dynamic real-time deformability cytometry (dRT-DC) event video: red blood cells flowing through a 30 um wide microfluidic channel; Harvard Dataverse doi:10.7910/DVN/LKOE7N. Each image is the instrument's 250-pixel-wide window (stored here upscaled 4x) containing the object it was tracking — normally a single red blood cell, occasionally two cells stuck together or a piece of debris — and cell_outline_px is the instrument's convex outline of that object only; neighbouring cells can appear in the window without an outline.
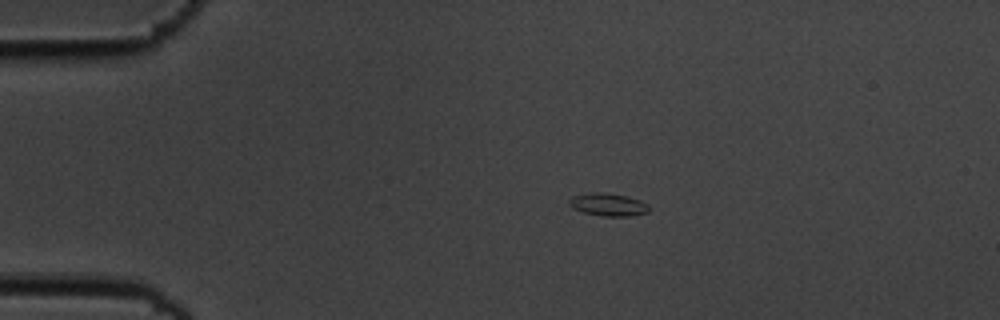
{"species": "common noctule bat (a hibernating species)", "species_latin": "Nyctalus noctula", "temperature_condition": "cold", "stored_images_in_passage": 45, "camera_frame_rate_fps": 3000, "um_per_image_px": 0.085, "animal": {"sex": "male", "body_mass_g": 19.5, "forearm_length_mm": 54.6}, "frame": {"image": 1, "passage_image": 1, "time_ms": 0.0, "image_size_px": [1000, 320], "cell_outline_px": [[648, 212], [628, 216], [604, 216], [584, 212], [572, 208], [568, 204], [568, 200], [572, 196], [588, 192], [604, 192], [628, 196], [640, 200], [648, 204]], "centroid_in_image_um": [51.66, 17.37], "position_along_channel_um": 33.3, "area_um2": 10.64}}
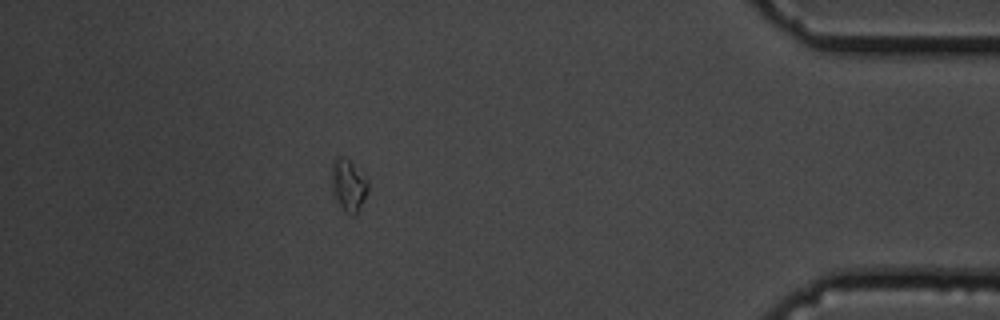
{"frame": {"image": 2, "passage_image": 39, "time_ms": 12.667, "image_size_px": [1000, 320], "cell_outline_px": [[368, 192], [356, 216], [348, 216], [344, 212], [332, 192], [332, 160], [336, 156], [344, 156], [368, 180]], "centroid_in_image_um": [29.61, 15.78], "position_along_channel_um": 405.6, "area_um2": 11.16}}